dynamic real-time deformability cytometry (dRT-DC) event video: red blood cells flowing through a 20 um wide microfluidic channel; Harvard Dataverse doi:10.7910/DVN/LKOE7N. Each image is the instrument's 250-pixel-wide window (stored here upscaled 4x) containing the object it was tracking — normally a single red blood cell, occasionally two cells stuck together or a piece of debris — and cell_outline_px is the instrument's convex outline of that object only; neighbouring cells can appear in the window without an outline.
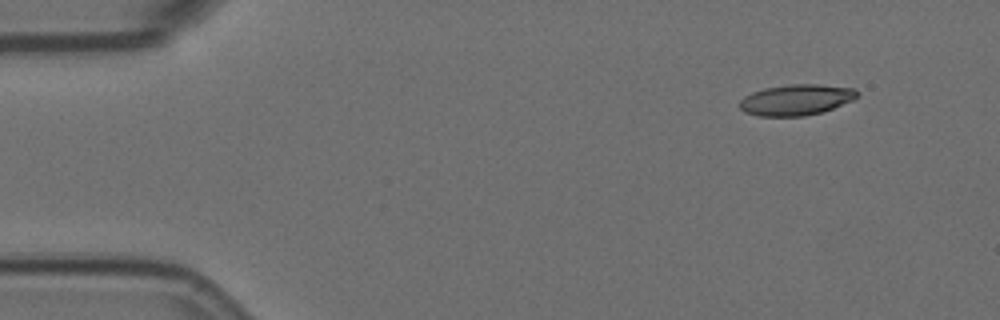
{"species": "Egyptian fruit bat (a non-hibernating species)", "species_latin": "Rousettus aegyptiacus", "temperature_condition": "room temperature", "stored_images_in_passage": 6, "camera_frame_rate_fps": 3000, "um_per_image_px": 0.085, "animal": {"sex": "female"}, "frame": {"image": 1, "passage_image": 1, "time_ms": 0.0, "image_size_px": [1000, 320], "cell_outline_px": [[860, 92], [852, 100], [824, 112], [804, 116], [760, 116], [744, 112], [740, 108], [740, 100], [744, 96], [752, 92], [764, 88], [788, 84], [820, 84], [856, 88]], "centroid_in_image_um": [67.69, 8.48], "position_along_channel_um": 17.3, "area_um2": 21.33}}
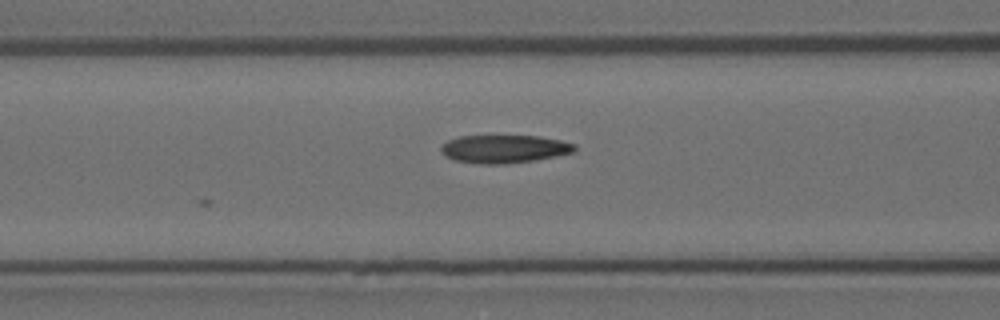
{"frame": {"image": 2, "passage_image": 6, "time_ms": 1.667, "image_size_px": [1000, 320], "cell_outline_px": [[576, 148], [572, 152], [556, 156], [532, 160], [504, 164], [480, 164], [456, 160], [444, 156], [440, 152], [440, 148], [448, 140], [460, 136], [540, 136], [560, 140], [576, 144]], "centroid_in_image_um": [42.84, 12.65], "position_along_channel_um": 123.8, "area_um2": 21.73}}